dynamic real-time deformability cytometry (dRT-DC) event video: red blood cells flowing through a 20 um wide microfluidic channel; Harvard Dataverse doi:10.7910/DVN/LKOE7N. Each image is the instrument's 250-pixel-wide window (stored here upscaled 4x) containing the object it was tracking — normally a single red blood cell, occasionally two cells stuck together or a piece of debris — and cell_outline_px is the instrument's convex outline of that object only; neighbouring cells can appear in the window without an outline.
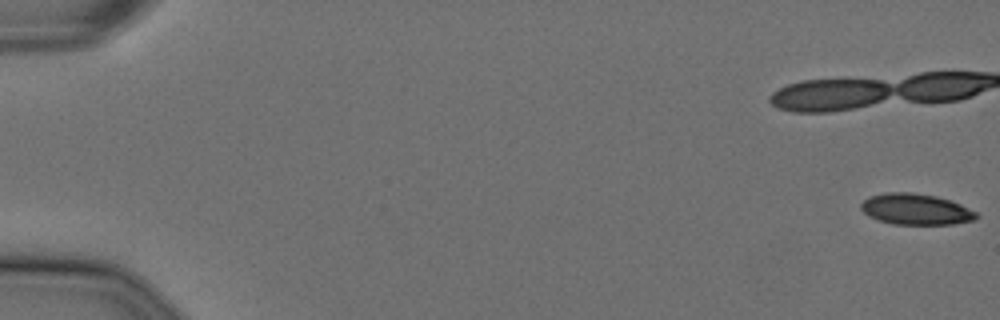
{"species": "Egyptian fruit bat (a non-hibernating species)", "species_latin": "Rousettus aegyptiacus", "temperature_condition": "cold", "stored_images_in_passage": 58, "camera_frame_rate_fps": 3000, "um_per_image_px": 0.085, "animal": {"sex": "female"}, "frame": {"image": 1, "passage_image": 1, "time_ms": 0.0, "image_size_px": [1000, 320], "cell_outline_px": [[980, 216], [972, 220], [952, 224], [892, 224], [868, 216], [860, 208], [860, 204], [868, 196], [884, 192], [912, 192], [936, 196], [960, 204], [976, 212]], "centroid_in_image_um": [77.8, 17.77], "position_along_channel_um": 7.2, "area_um2": 20.81}}
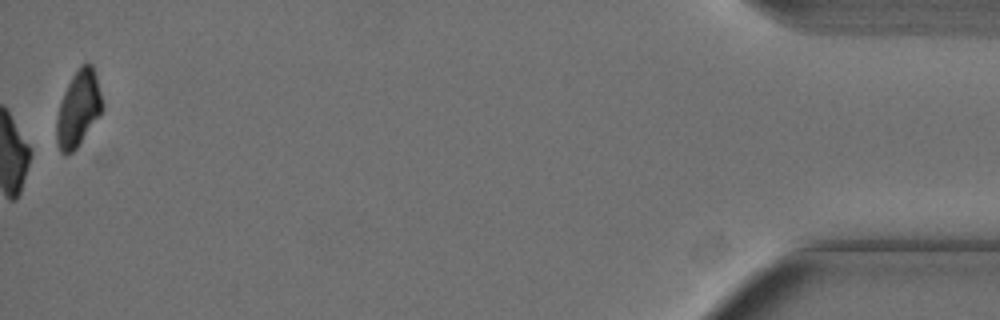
{"frame": {"image": 2, "passage_image": 58, "time_ms": 19.0, "image_size_px": [1000, 320], "cell_outline_px": [[104, 108], [76, 148], [72, 152], [60, 152], [56, 144], [56, 116], [60, 100], [72, 76], [80, 64], [88, 60], [92, 64], [96, 76], [104, 104]], "centroid_in_image_um": [6.65, 9.18], "position_along_channel_um": 428.6, "area_um2": 20.29}, "authors_computed_cell_mechanics": {"area_um2": 23.0333, "velocity_mm_per_s": 3.6205, "shape_relaxation_time_tau1_ms": null, "shape_relaxation_time_tau2_ms": 10.1868, "deformation_change_tau1": null, "deformation_change_tau2": 0.1301}}